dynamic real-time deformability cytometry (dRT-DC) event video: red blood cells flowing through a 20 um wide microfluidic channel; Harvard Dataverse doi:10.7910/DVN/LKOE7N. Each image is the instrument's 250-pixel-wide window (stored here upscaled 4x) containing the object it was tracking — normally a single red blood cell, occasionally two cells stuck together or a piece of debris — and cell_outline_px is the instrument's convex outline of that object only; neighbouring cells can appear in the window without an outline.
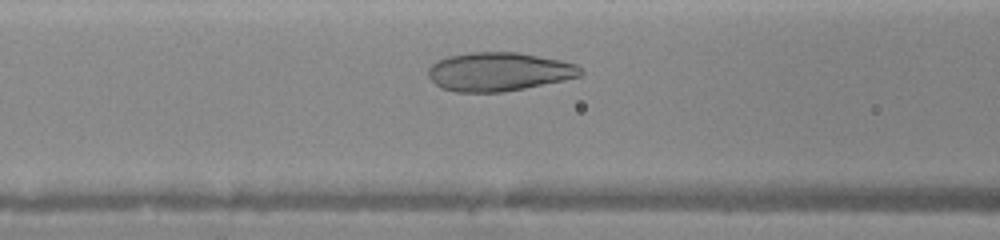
{"species": "human", "species_latin": "Homo sapiens", "temperature_condition": "warm", "stored_images_in_passage": 26, "camera_frame_rate_fps": 3000, "um_per_image_px": 0.085, "donor": {"sex": "female"}, "frame": {"image": 1, "passage_image": 8, "time_ms": 2.333, "image_size_px": [1000, 240], "cell_outline_px": [[584, 72], [580, 76], [564, 80], [504, 92], [456, 92], [440, 88], [428, 76], [428, 68], [436, 60], [448, 56], [472, 52], [516, 52], [560, 60], [576, 64]], "centroid_in_image_um": [42.37, 6.1], "position_along_channel_um": 124.2, "area_um2": 34.33}}
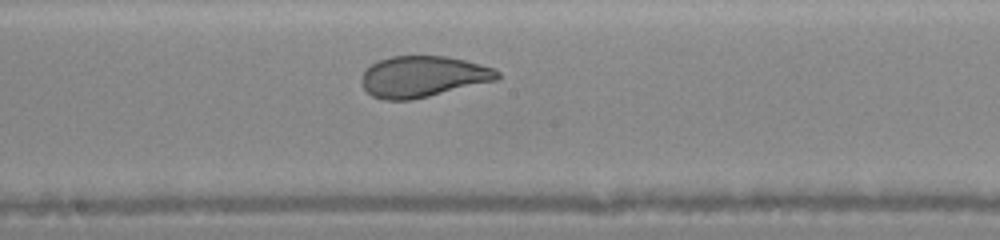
{"frame": {"image": 2, "passage_image": 14, "time_ms": 4.333, "image_size_px": [1000, 240], "cell_outline_px": [[500, 76], [496, 80], [412, 100], [384, 100], [372, 96], [364, 88], [364, 72], [372, 64], [380, 60], [392, 56], [448, 56], [464, 60], [492, 68], [500, 72]], "centroid_in_image_um": [35.96, 6.51], "position_along_channel_um": 212.2, "area_um2": 32.02}}
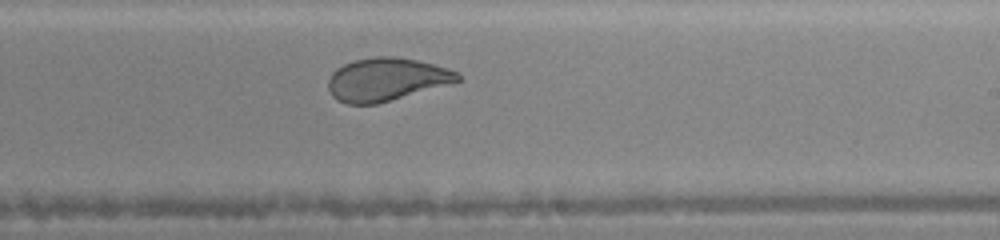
{"frame": {"image": 3, "passage_image": 16, "time_ms": 5.333, "image_size_px": [1000, 240], "cell_outline_px": [[464, 80], [376, 104], [348, 104], [336, 100], [332, 96], [328, 88], [328, 80], [332, 72], [336, 68], [344, 64], [356, 60], [376, 56], [396, 56], [416, 60], [448, 68], [456, 72]], "centroid_in_image_um": [32.83, 6.75], "position_along_channel_um": 256.2, "area_um2": 32.37}}